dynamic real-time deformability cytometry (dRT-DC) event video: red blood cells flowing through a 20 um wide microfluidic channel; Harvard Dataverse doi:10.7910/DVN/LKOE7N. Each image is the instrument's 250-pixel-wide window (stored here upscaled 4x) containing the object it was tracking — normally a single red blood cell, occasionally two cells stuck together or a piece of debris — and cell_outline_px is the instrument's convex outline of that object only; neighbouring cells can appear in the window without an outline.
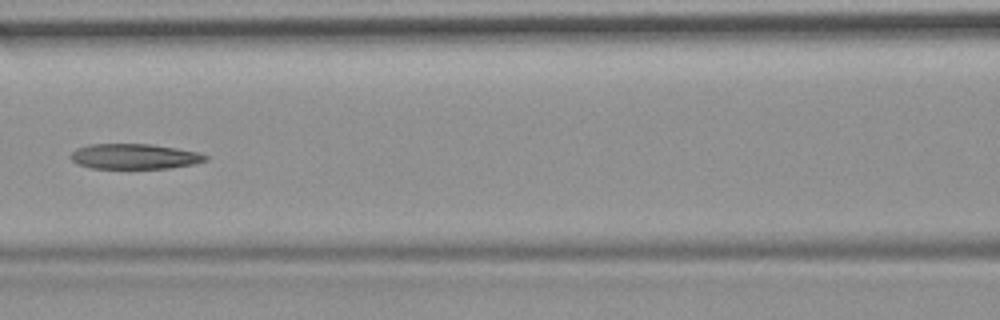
{"species": "common noctule bat (a hibernating species)", "species_latin": "Nyctalus noctula", "temperature_condition": "room temperature", "stored_images_in_passage": 9, "camera_frame_rate_fps": 3000, "um_per_image_px": 0.085, "animal": {"sex": "female", "body_mass_g": 19.9}, "frame": {"image": 1, "passage_image": 6, "time_ms": 6.667, "image_size_px": [1000, 320], "cell_outline_px": [[208, 160], [192, 164], [168, 168], [88, 168], [76, 164], [68, 156], [76, 148], [88, 144], [148, 144], [176, 148], [200, 152], [208, 156]], "centroid_in_image_um": [11.38, 13.29], "position_along_channel_um": 155.2, "area_um2": 19.94}}